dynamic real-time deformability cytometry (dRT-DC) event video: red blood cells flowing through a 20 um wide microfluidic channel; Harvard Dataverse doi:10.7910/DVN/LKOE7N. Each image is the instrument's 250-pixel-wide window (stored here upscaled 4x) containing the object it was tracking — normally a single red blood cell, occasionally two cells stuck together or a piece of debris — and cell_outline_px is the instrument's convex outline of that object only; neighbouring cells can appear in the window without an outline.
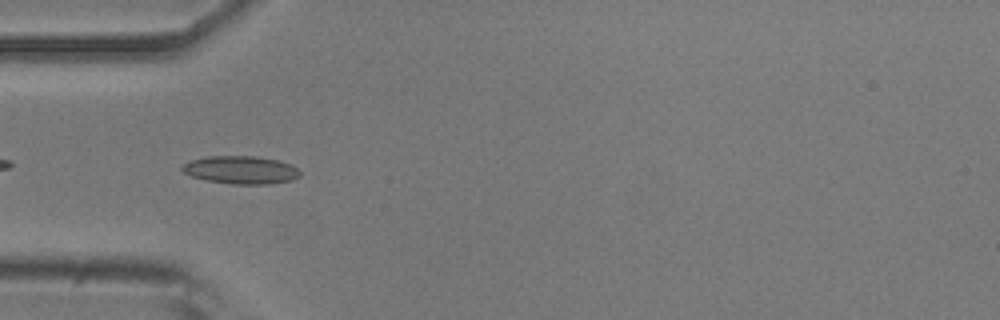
{"species": "common noctule bat (a hibernating species)", "species_latin": "Nyctalus noctula", "temperature_condition": "room temperature", "stored_images_in_passage": 37, "camera_frame_rate_fps": 3000, "um_per_image_px": 0.085, "animal": {"sex": "male", "body_mass_g": 20.5, "forearm_length_mm": 52.5}, "frame": {"image": 1, "passage_image": 3, "time_ms": 0.667, "image_size_px": [1000, 320], "cell_outline_px": [[300, 176], [292, 180], [268, 184], [232, 184], [208, 180], [192, 176], [184, 172], [180, 168], [188, 160], [208, 156], [252, 156], [280, 160], [292, 164], [300, 172]], "centroid_in_image_um": [20.48, 14.43], "position_along_channel_um": 64.5, "area_um2": 19.19}}
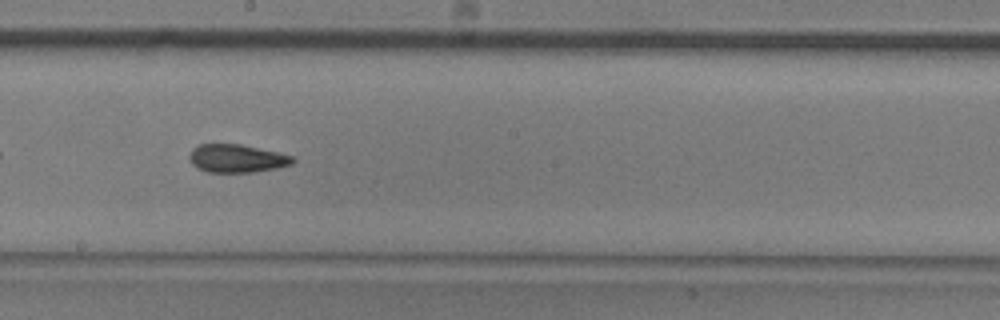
{"frame": {"image": 2, "passage_image": 16, "time_ms": 5.0, "image_size_px": [1000, 320], "cell_outline_px": [[296, 160], [292, 164], [276, 168], [256, 172], [208, 172], [196, 168], [192, 164], [188, 156], [192, 148], [200, 144], [240, 144], [276, 152], [292, 156]], "centroid_in_image_um": [20.1, 13.47], "position_along_channel_um": 228.1, "area_um2": 16.94}}
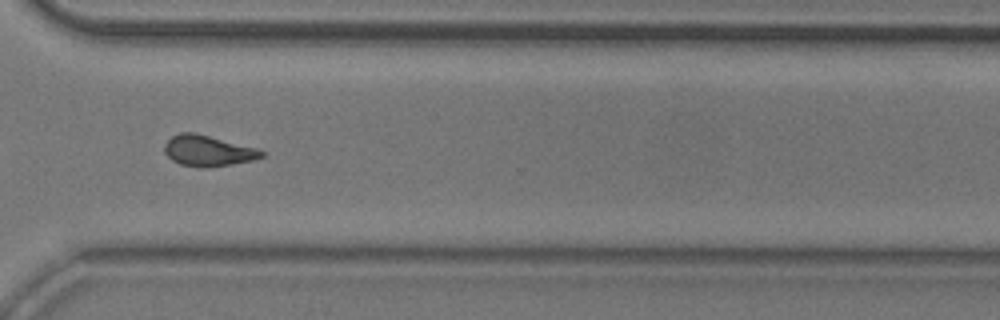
{"frame": {"image": 3, "passage_image": 26, "time_ms": 8.333, "image_size_px": [1000, 320], "cell_outline_px": [[264, 156], [252, 160], [232, 164], [200, 168], [180, 164], [172, 160], [164, 152], [164, 144], [172, 136], [180, 132], [192, 132], [260, 148], [264, 152]], "centroid_in_image_um": [17.68, 12.81], "position_along_channel_um": 352.9, "area_um2": 17.46}, "authors_computed_cell_mechanics": {"area_um2": 16.9354, "velocity_mm_per_s": 3.7602, "shape_relaxation_time_tau1_ms": 8.7569, "shape_relaxation_time_tau2_ms": 2.1812, "deformation_change_tau1": 0.1853, "deformation_change_tau2": 0.0993}}